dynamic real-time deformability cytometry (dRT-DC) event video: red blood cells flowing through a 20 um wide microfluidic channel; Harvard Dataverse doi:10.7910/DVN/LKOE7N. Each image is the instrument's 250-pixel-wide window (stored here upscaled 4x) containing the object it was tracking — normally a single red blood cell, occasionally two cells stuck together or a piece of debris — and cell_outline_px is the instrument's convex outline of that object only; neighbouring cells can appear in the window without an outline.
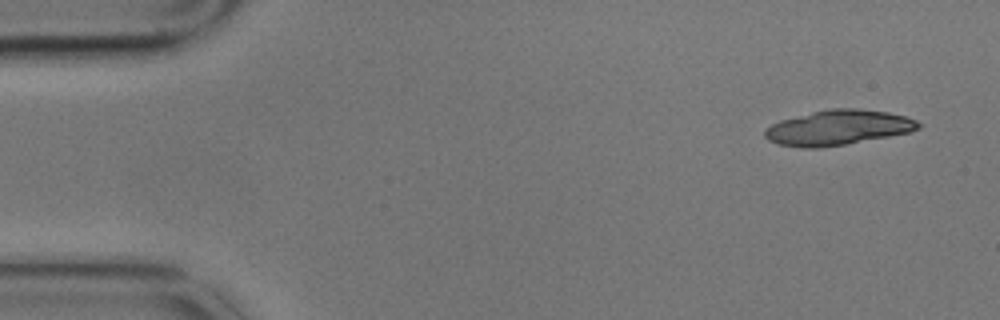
{"species": "common noctule bat (a hibernating species)", "species_latin": "Nyctalus noctula", "temperature_condition": "cold", "stored_images_in_passage": 4, "camera_frame_rate_fps": 3000, "um_per_image_px": 0.085, "animal": {"sex": "male", "body_mass_g": 17.9}, "frame": {"image": 1, "passage_image": 1, "time_ms": 0.0, "image_size_px": [1000, 320], "cell_outline_px": [[920, 128], [908, 132], [888, 136], [844, 144], [820, 148], [800, 148], [780, 144], [768, 140], [764, 136], [764, 128], [780, 120], [828, 108], [860, 108], [888, 112], [904, 116], [916, 120], [920, 124]], "centroid_in_image_um": [71.19, 10.84], "position_along_channel_um": 13.8, "area_um2": 31.21}}